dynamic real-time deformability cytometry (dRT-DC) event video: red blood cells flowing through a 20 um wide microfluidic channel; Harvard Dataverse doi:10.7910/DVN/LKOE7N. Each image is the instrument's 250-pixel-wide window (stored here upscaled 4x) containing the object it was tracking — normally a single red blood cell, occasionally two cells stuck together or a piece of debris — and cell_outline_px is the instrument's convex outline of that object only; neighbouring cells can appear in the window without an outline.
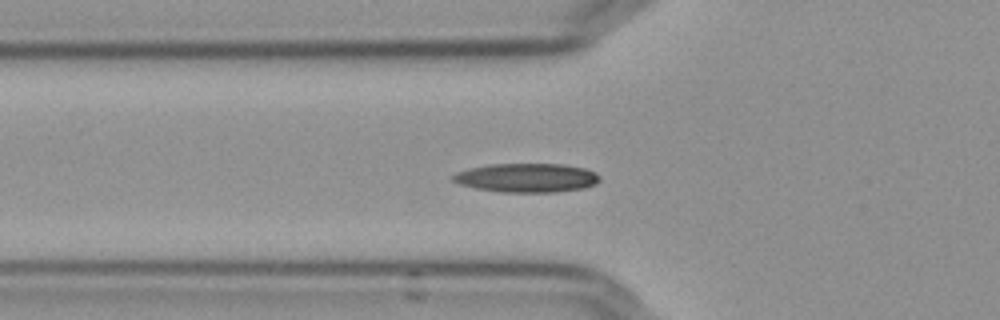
{"species": "Egyptian fruit bat (a non-hibernating species)", "species_latin": "Rousettus aegyptiacus", "temperature_condition": "cold", "stored_images_in_passage": 34, "camera_frame_rate_fps": 3000, "um_per_image_px": 0.085, "frame": {"image": 1, "passage_image": 10, "time_ms": 3.0, "image_size_px": [1000, 320], "cell_outline_px": [[600, 180], [596, 184], [584, 188], [556, 192], [504, 192], [476, 188], [460, 184], [452, 180], [452, 176], [456, 172], [468, 168], [488, 164], [564, 164], [584, 168], [596, 172], [600, 176]], "centroid_in_image_um": [44.79, 15.1], "position_along_channel_um": 81.0, "area_um2": 24.85}}
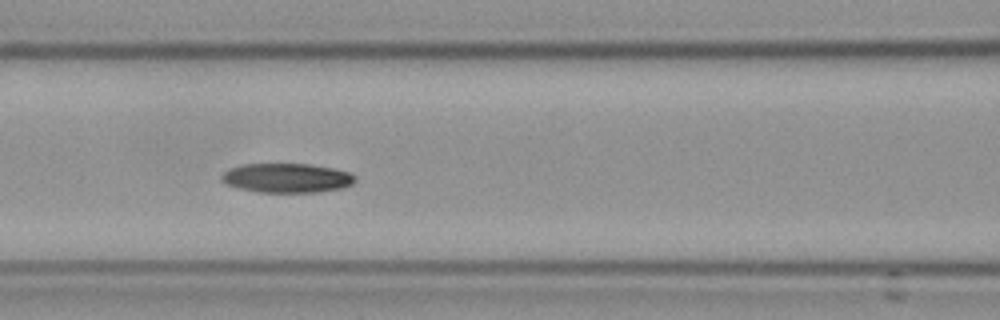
{"frame": {"image": 2, "passage_image": 15, "time_ms": 4.667, "image_size_px": [1000, 320], "cell_outline_px": [[356, 180], [352, 184], [340, 188], [316, 192], [256, 192], [236, 188], [220, 180], [220, 176], [228, 168], [240, 164], [308, 164], [332, 168], [348, 172], [356, 176]], "centroid_in_image_um": [24.32, 15.12], "position_along_channel_um": 142.3, "area_um2": 22.89}, "authors_computed_cell_mechanics": {"area_um2": 23.0622, "velocity_mm_per_s": 3.6155, "shape_relaxation_time_tau1_ms": null, "shape_relaxation_time_tau2_ms": 8.5392, "deformation_change_tau1": null, "deformation_change_tau2": 0.1419}}